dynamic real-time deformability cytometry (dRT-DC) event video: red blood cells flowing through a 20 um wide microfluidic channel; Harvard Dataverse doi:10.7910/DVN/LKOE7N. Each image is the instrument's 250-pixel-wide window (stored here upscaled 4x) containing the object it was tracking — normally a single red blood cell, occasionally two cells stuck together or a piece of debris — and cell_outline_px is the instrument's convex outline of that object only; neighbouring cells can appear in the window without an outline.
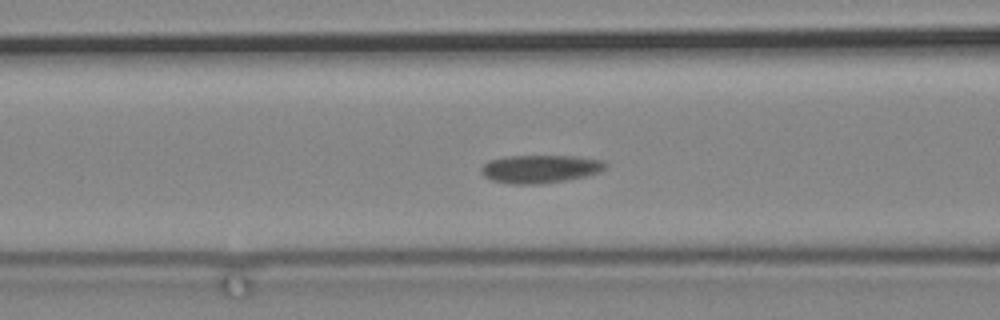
{"species": "common noctule bat (a hibernating species)", "species_latin": "Nyctalus noctula", "temperature_condition": "cold", "stored_images_in_passage": 71, "camera_frame_rate_fps": 3000, "um_per_image_px": 0.085, "animal": {"sex": "male", "body_mass_g": 19.2, "forearm_length_mm": 51.8}, "frame": {"image": 1, "passage_image": 31, "time_ms": 10.0, "image_size_px": [1000, 320], "cell_outline_px": [[608, 164], [600, 172], [584, 176], [544, 184], [508, 184], [492, 180], [484, 176], [480, 172], [480, 168], [488, 160], [504, 156], [576, 156], [604, 160]], "centroid_in_image_um": [45.88, 14.35], "position_along_channel_um": 120.7, "area_um2": 20.52}}
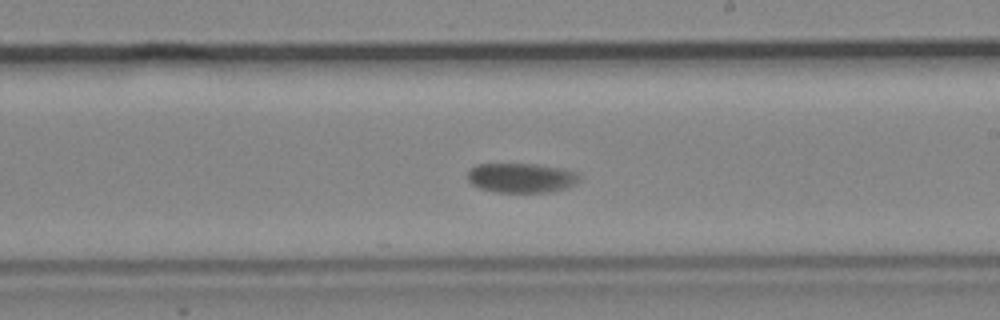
{"frame": {"image": 2, "passage_image": 43, "time_ms": 14.0, "image_size_px": [1000, 320], "cell_outline_px": [[580, 180], [576, 184], [568, 188], [552, 192], [496, 192], [480, 188], [472, 184], [468, 180], [468, 172], [476, 164], [536, 164], [564, 168], [576, 172], [580, 176]], "centroid_in_image_um": [44.37, 15.12], "position_along_channel_um": 244.6, "area_um2": 19.48}}
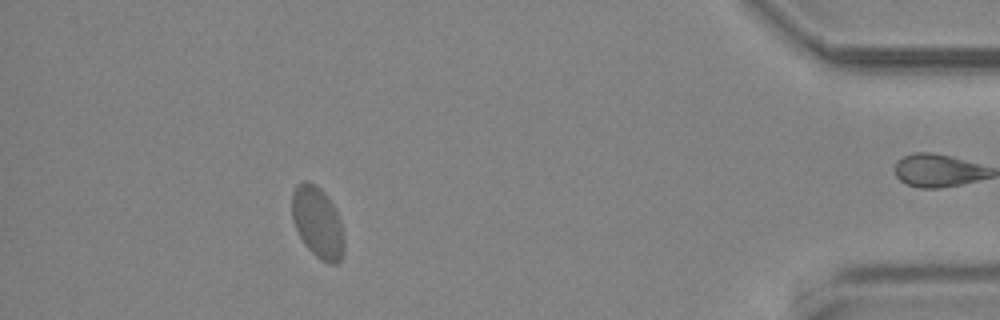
{"frame": {"image": 3, "passage_image": 64, "time_ms": 21.0, "image_size_px": [1000, 320], "cell_outline_px": [[344, 256], [336, 264], [328, 264], [320, 260], [304, 244], [292, 220], [292, 192], [296, 184], [300, 180], [308, 180], [320, 188], [324, 192], [332, 204], [340, 220], [344, 236]], "centroid_in_image_um": [26.99, 18.9], "position_along_channel_um": 408.2, "area_um2": 21.85}}